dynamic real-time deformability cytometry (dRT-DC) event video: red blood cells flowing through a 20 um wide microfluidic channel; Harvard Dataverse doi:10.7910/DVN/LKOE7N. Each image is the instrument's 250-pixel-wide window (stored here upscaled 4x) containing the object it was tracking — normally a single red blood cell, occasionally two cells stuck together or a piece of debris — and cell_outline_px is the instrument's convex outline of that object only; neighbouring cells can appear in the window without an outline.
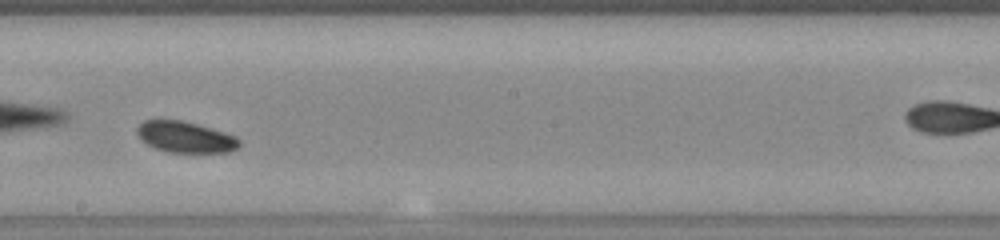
{"species": "common noctule bat (a hibernating species)", "species_latin": "Nyctalus noctula", "temperature_condition": "warm", "stored_images_in_passage": 35, "camera_frame_rate_fps": 3000, "um_per_image_px": 0.085, "animal": {"sex": "female", "body_mass_g": 23.0, "forearm_length_mm": 53.4}, "frame": {"image": 1, "passage_image": 20, "time_ms": 6.333, "image_size_px": [1000, 240], "cell_outline_px": [[240, 144], [232, 152], [168, 152], [156, 148], [140, 140], [136, 132], [136, 128], [144, 120], [180, 120], [196, 124], [224, 132], [236, 136], [240, 140]], "centroid_in_image_um": [15.74, 11.65], "position_along_channel_um": 232.5, "area_um2": 18.44}}